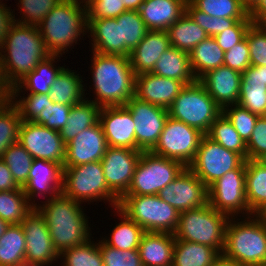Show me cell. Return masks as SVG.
<instances>
[{
    "instance_id": "obj_4",
    "label": "cell",
    "mask_w": 266,
    "mask_h": 266,
    "mask_svg": "<svg viewBox=\"0 0 266 266\" xmlns=\"http://www.w3.org/2000/svg\"><path fill=\"white\" fill-rule=\"evenodd\" d=\"M50 55L65 53L88 28V15L82 0H62L37 26ZM85 32V33H84Z\"/></svg>"
},
{
    "instance_id": "obj_18",
    "label": "cell",
    "mask_w": 266,
    "mask_h": 266,
    "mask_svg": "<svg viewBox=\"0 0 266 266\" xmlns=\"http://www.w3.org/2000/svg\"><path fill=\"white\" fill-rule=\"evenodd\" d=\"M21 226L26 238L25 261H58L59 253L54 248L48 225L36 207L25 216Z\"/></svg>"
},
{
    "instance_id": "obj_23",
    "label": "cell",
    "mask_w": 266,
    "mask_h": 266,
    "mask_svg": "<svg viewBox=\"0 0 266 266\" xmlns=\"http://www.w3.org/2000/svg\"><path fill=\"white\" fill-rule=\"evenodd\" d=\"M241 76L242 73L222 65L207 72L198 81L223 110L227 106L238 104Z\"/></svg>"
},
{
    "instance_id": "obj_6",
    "label": "cell",
    "mask_w": 266,
    "mask_h": 266,
    "mask_svg": "<svg viewBox=\"0 0 266 266\" xmlns=\"http://www.w3.org/2000/svg\"><path fill=\"white\" fill-rule=\"evenodd\" d=\"M229 219L228 215L218 212L208 203L181 212L173 236L176 240L208 245L222 255Z\"/></svg>"
},
{
    "instance_id": "obj_68",
    "label": "cell",
    "mask_w": 266,
    "mask_h": 266,
    "mask_svg": "<svg viewBox=\"0 0 266 266\" xmlns=\"http://www.w3.org/2000/svg\"><path fill=\"white\" fill-rule=\"evenodd\" d=\"M263 218H264V220L266 221V210L263 212V213H261L260 214Z\"/></svg>"
},
{
    "instance_id": "obj_56",
    "label": "cell",
    "mask_w": 266,
    "mask_h": 266,
    "mask_svg": "<svg viewBox=\"0 0 266 266\" xmlns=\"http://www.w3.org/2000/svg\"><path fill=\"white\" fill-rule=\"evenodd\" d=\"M225 66L243 73L250 65V51L246 38L224 53Z\"/></svg>"
},
{
    "instance_id": "obj_40",
    "label": "cell",
    "mask_w": 266,
    "mask_h": 266,
    "mask_svg": "<svg viewBox=\"0 0 266 266\" xmlns=\"http://www.w3.org/2000/svg\"><path fill=\"white\" fill-rule=\"evenodd\" d=\"M33 208L22 188L14 191H0V219L8 225L21 224Z\"/></svg>"
},
{
    "instance_id": "obj_69",
    "label": "cell",
    "mask_w": 266,
    "mask_h": 266,
    "mask_svg": "<svg viewBox=\"0 0 266 266\" xmlns=\"http://www.w3.org/2000/svg\"><path fill=\"white\" fill-rule=\"evenodd\" d=\"M82 1H101V0H82Z\"/></svg>"
},
{
    "instance_id": "obj_26",
    "label": "cell",
    "mask_w": 266,
    "mask_h": 266,
    "mask_svg": "<svg viewBox=\"0 0 266 266\" xmlns=\"http://www.w3.org/2000/svg\"><path fill=\"white\" fill-rule=\"evenodd\" d=\"M174 245L171 233L144 232L138 246L143 266H172Z\"/></svg>"
},
{
    "instance_id": "obj_52",
    "label": "cell",
    "mask_w": 266,
    "mask_h": 266,
    "mask_svg": "<svg viewBox=\"0 0 266 266\" xmlns=\"http://www.w3.org/2000/svg\"><path fill=\"white\" fill-rule=\"evenodd\" d=\"M23 98V99H22ZM15 105L22 121L33 122L46 105V99H50L49 94L29 93L27 97L9 98Z\"/></svg>"
},
{
    "instance_id": "obj_21",
    "label": "cell",
    "mask_w": 266,
    "mask_h": 266,
    "mask_svg": "<svg viewBox=\"0 0 266 266\" xmlns=\"http://www.w3.org/2000/svg\"><path fill=\"white\" fill-rule=\"evenodd\" d=\"M108 145L101 124L84 129L66 144L63 167L101 161Z\"/></svg>"
},
{
    "instance_id": "obj_62",
    "label": "cell",
    "mask_w": 266,
    "mask_h": 266,
    "mask_svg": "<svg viewBox=\"0 0 266 266\" xmlns=\"http://www.w3.org/2000/svg\"><path fill=\"white\" fill-rule=\"evenodd\" d=\"M260 0H240L242 7L248 14L257 6Z\"/></svg>"
},
{
    "instance_id": "obj_16",
    "label": "cell",
    "mask_w": 266,
    "mask_h": 266,
    "mask_svg": "<svg viewBox=\"0 0 266 266\" xmlns=\"http://www.w3.org/2000/svg\"><path fill=\"white\" fill-rule=\"evenodd\" d=\"M158 196L181 213L208 204V187L185 167Z\"/></svg>"
},
{
    "instance_id": "obj_11",
    "label": "cell",
    "mask_w": 266,
    "mask_h": 266,
    "mask_svg": "<svg viewBox=\"0 0 266 266\" xmlns=\"http://www.w3.org/2000/svg\"><path fill=\"white\" fill-rule=\"evenodd\" d=\"M205 134L182 121L168 116L153 154L173 159L188 167L194 160Z\"/></svg>"
},
{
    "instance_id": "obj_47",
    "label": "cell",
    "mask_w": 266,
    "mask_h": 266,
    "mask_svg": "<svg viewBox=\"0 0 266 266\" xmlns=\"http://www.w3.org/2000/svg\"><path fill=\"white\" fill-rule=\"evenodd\" d=\"M222 113L232 123L233 127L239 133L243 141L247 143L251 137L252 131L254 130L259 116L253 114L239 104L225 107L222 110Z\"/></svg>"
},
{
    "instance_id": "obj_15",
    "label": "cell",
    "mask_w": 266,
    "mask_h": 266,
    "mask_svg": "<svg viewBox=\"0 0 266 266\" xmlns=\"http://www.w3.org/2000/svg\"><path fill=\"white\" fill-rule=\"evenodd\" d=\"M18 142L33 159L50 160L63 166L66 144L59 131L34 122L22 121Z\"/></svg>"
},
{
    "instance_id": "obj_10",
    "label": "cell",
    "mask_w": 266,
    "mask_h": 266,
    "mask_svg": "<svg viewBox=\"0 0 266 266\" xmlns=\"http://www.w3.org/2000/svg\"><path fill=\"white\" fill-rule=\"evenodd\" d=\"M184 168L177 160L142 152L125 195H158Z\"/></svg>"
},
{
    "instance_id": "obj_14",
    "label": "cell",
    "mask_w": 266,
    "mask_h": 266,
    "mask_svg": "<svg viewBox=\"0 0 266 266\" xmlns=\"http://www.w3.org/2000/svg\"><path fill=\"white\" fill-rule=\"evenodd\" d=\"M135 124L136 150L151 152L164 129L168 109L139 100L133 96L127 103Z\"/></svg>"
},
{
    "instance_id": "obj_51",
    "label": "cell",
    "mask_w": 266,
    "mask_h": 266,
    "mask_svg": "<svg viewBox=\"0 0 266 266\" xmlns=\"http://www.w3.org/2000/svg\"><path fill=\"white\" fill-rule=\"evenodd\" d=\"M104 266H143L138 249L121 250L100 241Z\"/></svg>"
},
{
    "instance_id": "obj_13",
    "label": "cell",
    "mask_w": 266,
    "mask_h": 266,
    "mask_svg": "<svg viewBox=\"0 0 266 266\" xmlns=\"http://www.w3.org/2000/svg\"><path fill=\"white\" fill-rule=\"evenodd\" d=\"M244 161L240 154L227 150L204 135L196 156L188 168L209 187L228 171L238 168Z\"/></svg>"
},
{
    "instance_id": "obj_24",
    "label": "cell",
    "mask_w": 266,
    "mask_h": 266,
    "mask_svg": "<svg viewBox=\"0 0 266 266\" xmlns=\"http://www.w3.org/2000/svg\"><path fill=\"white\" fill-rule=\"evenodd\" d=\"M169 47L171 43L167 31L149 30L129 55L135 75L151 72L161 54Z\"/></svg>"
},
{
    "instance_id": "obj_29",
    "label": "cell",
    "mask_w": 266,
    "mask_h": 266,
    "mask_svg": "<svg viewBox=\"0 0 266 266\" xmlns=\"http://www.w3.org/2000/svg\"><path fill=\"white\" fill-rule=\"evenodd\" d=\"M151 73L179 80L185 85L197 81L191 68L189 54L173 46L161 54Z\"/></svg>"
},
{
    "instance_id": "obj_27",
    "label": "cell",
    "mask_w": 266,
    "mask_h": 266,
    "mask_svg": "<svg viewBox=\"0 0 266 266\" xmlns=\"http://www.w3.org/2000/svg\"><path fill=\"white\" fill-rule=\"evenodd\" d=\"M87 30L93 39H91L93 52L125 56L121 52L120 23H117L115 18H88Z\"/></svg>"
},
{
    "instance_id": "obj_30",
    "label": "cell",
    "mask_w": 266,
    "mask_h": 266,
    "mask_svg": "<svg viewBox=\"0 0 266 266\" xmlns=\"http://www.w3.org/2000/svg\"><path fill=\"white\" fill-rule=\"evenodd\" d=\"M245 181L249 211L260 215L266 210V167L257 160H246Z\"/></svg>"
},
{
    "instance_id": "obj_17",
    "label": "cell",
    "mask_w": 266,
    "mask_h": 266,
    "mask_svg": "<svg viewBox=\"0 0 266 266\" xmlns=\"http://www.w3.org/2000/svg\"><path fill=\"white\" fill-rule=\"evenodd\" d=\"M141 153L134 149L108 146L101 159L107 186L119 200L131 185Z\"/></svg>"
},
{
    "instance_id": "obj_67",
    "label": "cell",
    "mask_w": 266,
    "mask_h": 266,
    "mask_svg": "<svg viewBox=\"0 0 266 266\" xmlns=\"http://www.w3.org/2000/svg\"><path fill=\"white\" fill-rule=\"evenodd\" d=\"M257 161L266 167V152L262 156H260Z\"/></svg>"
},
{
    "instance_id": "obj_64",
    "label": "cell",
    "mask_w": 266,
    "mask_h": 266,
    "mask_svg": "<svg viewBox=\"0 0 266 266\" xmlns=\"http://www.w3.org/2000/svg\"><path fill=\"white\" fill-rule=\"evenodd\" d=\"M52 263H46L43 261H24L18 264L17 266H44V265H51Z\"/></svg>"
},
{
    "instance_id": "obj_48",
    "label": "cell",
    "mask_w": 266,
    "mask_h": 266,
    "mask_svg": "<svg viewBox=\"0 0 266 266\" xmlns=\"http://www.w3.org/2000/svg\"><path fill=\"white\" fill-rule=\"evenodd\" d=\"M238 104L253 114L264 116L266 109V85L258 83L241 84Z\"/></svg>"
},
{
    "instance_id": "obj_58",
    "label": "cell",
    "mask_w": 266,
    "mask_h": 266,
    "mask_svg": "<svg viewBox=\"0 0 266 266\" xmlns=\"http://www.w3.org/2000/svg\"><path fill=\"white\" fill-rule=\"evenodd\" d=\"M258 83L266 85V66H249L241 76V84Z\"/></svg>"
},
{
    "instance_id": "obj_35",
    "label": "cell",
    "mask_w": 266,
    "mask_h": 266,
    "mask_svg": "<svg viewBox=\"0 0 266 266\" xmlns=\"http://www.w3.org/2000/svg\"><path fill=\"white\" fill-rule=\"evenodd\" d=\"M224 51L214 37H207L189 53L192 71L197 80L224 64Z\"/></svg>"
},
{
    "instance_id": "obj_50",
    "label": "cell",
    "mask_w": 266,
    "mask_h": 266,
    "mask_svg": "<svg viewBox=\"0 0 266 266\" xmlns=\"http://www.w3.org/2000/svg\"><path fill=\"white\" fill-rule=\"evenodd\" d=\"M70 110L71 105L53 103L51 99H46V105L33 122L60 132L66 124Z\"/></svg>"
},
{
    "instance_id": "obj_19",
    "label": "cell",
    "mask_w": 266,
    "mask_h": 266,
    "mask_svg": "<svg viewBox=\"0 0 266 266\" xmlns=\"http://www.w3.org/2000/svg\"><path fill=\"white\" fill-rule=\"evenodd\" d=\"M63 170V166L54 161L45 159L33 160L27 182L22 187V190L34 207L37 205V203L34 204L35 197L37 198V196L39 197V195L43 194L42 196L46 199H52L62 193ZM46 193L50 194V196H46Z\"/></svg>"
},
{
    "instance_id": "obj_42",
    "label": "cell",
    "mask_w": 266,
    "mask_h": 266,
    "mask_svg": "<svg viewBox=\"0 0 266 266\" xmlns=\"http://www.w3.org/2000/svg\"><path fill=\"white\" fill-rule=\"evenodd\" d=\"M1 159L8 166L15 182L20 187H23L27 182L28 174L34 160L33 157L19 142H15L4 151Z\"/></svg>"
},
{
    "instance_id": "obj_9",
    "label": "cell",
    "mask_w": 266,
    "mask_h": 266,
    "mask_svg": "<svg viewBox=\"0 0 266 266\" xmlns=\"http://www.w3.org/2000/svg\"><path fill=\"white\" fill-rule=\"evenodd\" d=\"M63 168L64 195L81 203L103 199L111 202V207H118L119 199L107 186L101 161Z\"/></svg>"
},
{
    "instance_id": "obj_1",
    "label": "cell",
    "mask_w": 266,
    "mask_h": 266,
    "mask_svg": "<svg viewBox=\"0 0 266 266\" xmlns=\"http://www.w3.org/2000/svg\"><path fill=\"white\" fill-rule=\"evenodd\" d=\"M49 55L37 26L16 22L0 51V78L3 86L9 91Z\"/></svg>"
},
{
    "instance_id": "obj_41",
    "label": "cell",
    "mask_w": 266,
    "mask_h": 266,
    "mask_svg": "<svg viewBox=\"0 0 266 266\" xmlns=\"http://www.w3.org/2000/svg\"><path fill=\"white\" fill-rule=\"evenodd\" d=\"M22 123L20 114L9 98L0 102V158L4 151L19 141V129Z\"/></svg>"
},
{
    "instance_id": "obj_45",
    "label": "cell",
    "mask_w": 266,
    "mask_h": 266,
    "mask_svg": "<svg viewBox=\"0 0 266 266\" xmlns=\"http://www.w3.org/2000/svg\"><path fill=\"white\" fill-rule=\"evenodd\" d=\"M186 13L202 28L208 36L214 37L232 27L238 20H252L251 18H222L210 15L196 9L189 1L186 3Z\"/></svg>"
},
{
    "instance_id": "obj_53",
    "label": "cell",
    "mask_w": 266,
    "mask_h": 266,
    "mask_svg": "<svg viewBox=\"0 0 266 266\" xmlns=\"http://www.w3.org/2000/svg\"><path fill=\"white\" fill-rule=\"evenodd\" d=\"M88 18H116L127 11L122 0L82 1Z\"/></svg>"
},
{
    "instance_id": "obj_63",
    "label": "cell",
    "mask_w": 266,
    "mask_h": 266,
    "mask_svg": "<svg viewBox=\"0 0 266 266\" xmlns=\"http://www.w3.org/2000/svg\"><path fill=\"white\" fill-rule=\"evenodd\" d=\"M212 266H240L235 262H231L228 259H225L222 255L214 262Z\"/></svg>"
},
{
    "instance_id": "obj_44",
    "label": "cell",
    "mask_w": 266,
    "mask_h": 266,
    "mask_svg": "<svg viewBox=\"0 0 266 266\" xmlns=\"http://www.w3.org/2000/svg\"><path fill=\"white\" fill-rule=\"evenodd\" d=\"M196 9L211 17L250 18L240 0H187Z\"/></svg>"
},
{
    "instance_id": "obj_49",
    "label": "cell",
    "mask_w": 266,
    "mask_h": 266,
    "mask_svg": "<svg viewBox=\"0 0 266 266\" xmlns=\"http://www.w3.org/2000/svg\"><path fill=\"white\" fill-rule=\"evenodd\" d=\"M251 66H266V25L252 23L245 36Z\"/></svg>"
},
{
    "instance_id": "obj_39",
    "label": "cell",
    "mask_w": 266,
    "mask_h": 266,
    "mask_svg": "<svg viewBox=\"0 0 266 266\" xmlns=\"http://www.w3.org/2000/svg\"><path fill=\"white\" fill-rule=\"evenodd\" d=\"M206 135L227 150L234 151L247 160L246 143L223 113L211 124Z\"/></svg>"
},
{
    "instance_id": "obj_20",
    "label": "cell",
    "mask_w": 266,
    "mask_h": 266,
    "mask_svg": "<svg viewBox=\"0 0 266 266\" xmlns=\"http://www.w3.org/2000/svg\"><path fill=\"white\" fill-rule=\"evenodd\" d=\"M99 123L109 147L136 150L135 124L126 105L102 107Z\"/></svg>"
},
{
    "instance_id": "obj_59",
    "label": "cell",
    "mask_w": 266,
    "mask_h": 266,
    "mask_svg": "<svg viewBox=\"0 0 266 266\" xmlns=\"http://www.w3.org/2000/svg\"><path fill=\"white\" fill-rule=\"evenodd\" d=\"M20 187L14 180L8 166L0 158V191H14Z\"/></svg>"
},
{
    "instance_id": "obj_8",
    "label": "cell",
    "mask_w": 266,
    "mask_h": 266,
    "mask_svg": "<svg viewBox=\"0 0 266 266\" xmlns=\"http://www.w3.org/2000/svg\"><path fill=\"white\" fill-rule=\"evenodd\" d=\"M222 109L197 80L186 85L168 108V115L205 135Z\"/></svg>"
},
{
    "instance_id": "obj_5",
    "label": "cell",
    "mask_w": 266,
    "mask_h": 266,
    "mask_svg": "<svg viewBox=\"0 0 266 266\" xmlns=\"http://www.w3.org/2000/svg\"><path fill=\"white\" fill-rule=\"evenodd\" d=\"M252 216L240 222L230 217L222 256L240 266H266V221Z\"/></svg>"
},
{
    "instance_id": "obj_2",
    "label": "cell",
    "mask_w": 266,
    "mask_h": 266,
    "mask_svg": "<svg viewBox=\"0 0 266 266\" xmlns=\"http://www.w3.org/2000/svg\"><path fill=\"white\" fill-rule=\"evenodd\" d=\"M91 73L95 100L102 107L123 106L135 96L136 75L127 56L92 52Z\"/></svg>"
},
{
    "instance_id": "obj_46",
    "label": "cell",
    "mask_w": 266,
    "mask_h": 266,
    "mask_svg": "<svg viewBox=\"0 0 266 266\" xmlns=\"http://www.w3.org/2000/svg\"><path fill=\"white\" fill-rule=\"evenodd\" d=\"M62 0H19L21 20L17 23L38 26L43 18Z\"/></svg>"
},
{
    "instance_id": "obj_31",
    "label": "cell",
    "mask_w": 266,
    "mask_h": 266,
    "mask_svg": "<svg viewBox=\"0 0 266 266\" xmlns=\"http://www.w3.org/2000/svg\"><path fill=\"white\" fill-rule=\"evenodd\" d=\"M63 68L50 87L49 97L53 103L75 105L85 100L83 80L79 74Z\"/></svg>"
},
{
    "instance_id": "obj_43",
    "label": "cell",
    "mask_w": 266,
    "mask_h": 266,
    "mask_svg": "<svg viewBox=\"0 0 266 266\" xmlns=\"http://www.w3.org/2000/svg\"><path fill=\"white\" fill-rule=\"evenodd\" d=\"M64 257V258H63ZM59 258L63 259V266H104L100 252V241L86 243L62 251Z\"/></svg>"
},
{
    "instance_id": "obj_60",
    "label": "cell",
    "mask_w": 266,
    "mask_h": 266,
    "mask_svg": "<svg viewBox=\"0 0 266 266\" xmlns=\"http://www.w3.org/2000/svg\"><path fill=\"white\" fill-rule=\"evenodd\" d=\"M253 23L266 25V0H260L257 6L249 13Z\"/></svg>"
},
{
    "instance_id": "obj_65",
    "label": "cell",
    "mask_w": 266,
    "mask_h": 266,
    "mask_svg": "<svg viewBox=\"0 0 266 266\" xmlns=\"http://www.w3.org/2000/svg\"><path fill=\"white\" fill-rule=\"evenodd\" d=\"M8 98V90L3 86L0 78V102Z\"/></svg>"
},
{
    "instance_id": "obj_57",
    "label": "cell",
    "mask_w": 266,
    "mask_h": 266,
    "mask_svg": "<svg viewBox=\"0 0 266 266\" xmlns=\"http://www.w3.org/2000/svg\"><path fill=\"white\" fill-rule=\"evenodd\" d=\"M6 3L0 2V51L5 44V40L12 28L16 23L13 10L5 6ZM12 11V12H11Z\"/></svg>"
},
{
    "instance_id": "obj_54",
    "label": "cell",
    "mask_w": 266,
    "mask_h": 266,
    "mask_svg": "<svg viewBox=\"0 0 266 266\" xmlns=\"http://www.w3.org/2000/svg\"><path fill=\"white\" fill-rule=\"evenodd\" d=\"M252 23V20H238L232 27L214 36L218 46L224 52L233 48L234 45L245 38L247 30Z\"/></svg>"
},
{
    "instance_id": "obj_33",
    "label": "cell",
    "mask_w": 266,
    "mask_h": 266,
    "mask_svg": "<svg viewBox=\"0 0 266 266\" xmlns=\"http://www.w3.org/2000/svg\"><path fill=\"white\" fill-rule=\"evenodd\" d=\"M220 256L208 245L175 239L172 266H212Z\"/></svg>"
},
{
    "instance_id": "obj_36",
    "label": "cell",
    "mask_w": 266,
    "mask_h": 266,
    "mask_svg": "<svg viewBox=\"0 0 266 266\" xmlns=\"http://www.w3.org/2000/svg\"><path fill=\"white\" fill-rule=\"evenodd\" d=\"M26 238L21 224H10L0 237V266H17L25 261Z\"/></svg>"
},
{
    "instance_id": "obj_61",
    "label": "cell",
    "mask_w": 266,
    "mask_h": 266,
    "mask_svg": "<svg viewBox=\"0 0 266 266\" xmlns=\"http://www.w3.org/2000/svg\"><path fill=\"white\" fill-rule=\"evenodd\" d=\"M145 0H122L126 10H139Z\"/></svg>"
},
{
    "instance_id": "obj_66",
    "label": "cell",
    "mask_w": 266,
    "mask_h": 266,
    "mask_svg": "<svg viewBox=\"0 0 266 266\" xmlns=\"http://www.w3.org/2000/svg\"><path fill=\"white\" fill-rule=\"evenodd\" d=\"M7 226L8 224L4 220L0 219V237L4 234Z\"/></svg>"
},
{
    "instance_id": "obj_34",
    "label": "cell",
    "mask_w": 266,
    "mask_h": 266,
    "mask_svg": "<svg viewBox=\"0 0 266 266\" xmlns=\"http://www.w3.org/2000/svg\"><path fill=\"white\" fill-rule=\"evenodd\" d=\"M171 46L190 53L192 49L205 40L207 33L186 12L167 30Z\"/></svg>"
},
{
    "instance_id": "obj_7",
    "label": "cell",
    "mask_w": 266,
    "mask_h": 266,
    "mask_svg": "<svg viewBox=\"0 0 266 266\" xmlns=\"http://www.w3.org/2000/svg\"><path fill=\"white\" fill-rule=\"evenodd\" d=\"M118 208L145 232L173 234L180 214L158 195H124Z\"/></svg>"
},
{
    "instance_id": "obj_55",
    "label": "cell",
    "mask_w": 266,
    "mask_h": 266,
    "mask_svg": "<svg viewBox=\"0 0 266 266\" xmlns=\"http://www.w3.org/2000/svg\"><path fill=\"white\" fill-rule=\"evenodd\" d=\"M246 147L247 160H257L266 152V117H258Z\"/></svg>"
},
{
    "instance_id": "obj_28",
    "label": "cell",
    "mask_w": 266,
    "mask_h": 266,
    "mask_svg": "<svg viewBox=\"0 0 266 266\" xmlns=\"http://www.w3.org/2000/svg\"><path fill=\"white\" fill-rule=\"evenodd\" d=\"M60 55H49L43 61H40L35 69L20 80L14 87L8 91V98H18L21 89L29 90L34 94H49L50 87L55 78L64 68L56 67L55 62ZM56 59V60H55Z\"/></svg>"
},
{
    "instance_id": "obj_32",
    "label": "cell",
    "mask_w": 266,
    "mask_h": 266,
    "mask_svg": "<svg viewBox=\"0 0 266 266\" xmlns=\"http://www.w3.org/2000/svg\"><path fill=\"white\" fill-rule=\"evenodd\" d=\"M86 99L71 106L66 124L60 131V136L65 144L74 139L84 129L99 122L101 107Z\"/></svg>"
},
{
    "instance_id": "obj_12",
    "label": "cell",
    "mask_w": 266,
    "mask_h": 266,
    "mask_svg": "<svg viewBox=\"0 0 266 266\" xmlns=\"http://www.w3.org/2000/svg\"><path fill=\"white\" fill-rule=\"evenodd\" d=\"M246 160L236 169L228 171L208 187V203L218 212L235 217L253 215L246 198ZM245 211V212H244ZM243 212V213H242Z\"/></svg>"
},
{
    "instance_id": "obj_3",
    "label": "cell",
    "mask_w": 266,
    "mask_h": 266,
    "mask_svg": "<svg viewBox=\"0 0 266 266\" xmlns=\"http://www.w3.org/2000/svg\"><path fill=\"white\" fill-rule=\"evenodd\" d=\"M44 203L35 207L43 215L54 248L59 254L66 249L82 245L91 238L88 218L81 207L83 203L63 193L47 199Z\"/></svg>"
},
{
    "instance_id": "obj_37",
    "label": "cell",
    "mask_w": 266,
    "mask_h": 266,
    "mask_svg": "<svg viewBox=\"0 0 266 266\" xmlns=\"http://www.w3.org/2000/svg\"><path fill=\"white\" fill-rule=\"evenodd\" d=\"M115 212L119 213L120 221L114 229H112L111 237L109 239L102 238L103 242L111 247L125 250L138 249L144 230L135 221L130 219L124 212L118 207L114 208Z\"/></svg>"
},
{
    "instance_id": "obj_25",
    "label": "cell",
    "mask_w": 266,
    "mask_h": 266,
    "mask_svg": "<svg viewBox=\"0 0 266 266\" xmlns=\"http://www.w3.org/2000/svg\"><path fill=\"white\" fill-rule=\"evenodd\" d=\"M187 0H145L139 14L148 30L166 31L186 12Z\"/></svg>"
},
{
    "instance_id": "obj_38",
    "label": "cell",
    "mask_w": 266,
    "mask_h": 266,
    "mask_svg": "<svg viewBox=\"0 0 266 266\" xmlns=\"http://www.w3.org/2000/svg\"><path fill=\"white\" fill-rule=\"evenodd\" d=\"M115 19L117 23H120L121 52L129 57L130 52L141 42L149 30L137 10H127Z\"/></svg>"
},
{
    "instance_id": "obj_22",
    "label": "cell",
    "mask_w": 266,
    "mask_h": 266,
    "mask_svg": "<svg viewBox=\"0 0 266 266\" xmlns=\"http://www.w3.org/2000/svg\"><path fill=\"white\" fill-rule=\"evenodd\" d=\"M185 86L179 80L146 72L136 75L135 97L168 109Z\"/></svg>"
}]
</instances>
